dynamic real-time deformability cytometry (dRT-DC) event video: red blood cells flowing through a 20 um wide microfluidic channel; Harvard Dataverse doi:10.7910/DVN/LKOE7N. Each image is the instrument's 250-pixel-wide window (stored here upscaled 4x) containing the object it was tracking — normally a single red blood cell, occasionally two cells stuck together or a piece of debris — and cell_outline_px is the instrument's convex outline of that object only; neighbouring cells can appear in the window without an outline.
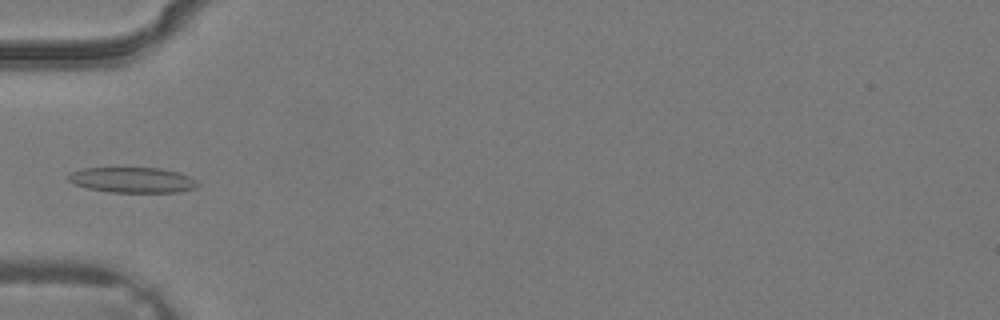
{"species": "common noctule bat (a hibernating species)", "species_latin": "Nyctalus noctula", "temperature_condition": "warm", "stored_images_in_passage": 3, "camera_frame_rate_fps": 3000, "um_per_image_px": 0.085, "animal": {"sex": "male", "body_mass_g": 19.2, "forearm_length_mm": 51.8}, "frame": {"image": 1, "passage_image": 3, "time_ms": 0.667, "image_size_px": [1000, 320], "cell_outline_px": [[200, 184], [196, 188], [176, 192], [108, 192], [88, 188], [76, 184], [68, 180], [64, 176], [68, 172], [84, 168], [160, 168], [180, 172], [196, 180]], "centroid_in_image_um": [11.24, 15.29], "position_along_channel_um": 73.8, "area_um2": 19.31}}